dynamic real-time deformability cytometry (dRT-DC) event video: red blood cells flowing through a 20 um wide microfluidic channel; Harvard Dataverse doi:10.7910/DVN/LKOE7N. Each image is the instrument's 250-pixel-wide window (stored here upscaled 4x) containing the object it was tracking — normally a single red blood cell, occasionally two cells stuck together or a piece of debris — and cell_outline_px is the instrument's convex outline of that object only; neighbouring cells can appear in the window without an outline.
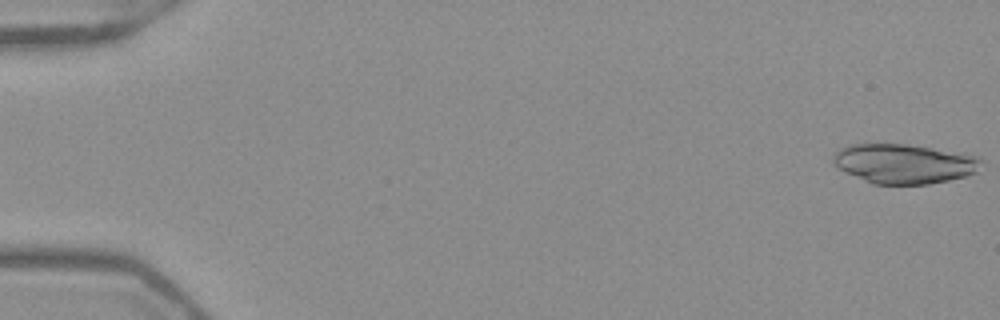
{"species": "Egyptian fruit bat (a non-hibernating species)", "species_latin": "Rousettus aegyptiacus", "temperature_condition": "warm", "stored_images_in_passage": 52, "camera_frame_rate_fps": 3000, "um_per_image_px": 0.085, "frame": {"image": 1, "passage_image": 1, "time_ms": 0.0, "image_size_px": [1000, 320], "cell_outline_px": [[984, 160], [976, 172], [968, 176], [928, 184], [872, 184], [844, 172], [832, 164], [832, 156], [840, 148], [848, 144], [908, 144], [964, 152], [980, 156]], "centroid_in_image_um": [76.87, 13.9], "position_along_channel_um": 8.1, "area_um2": 34.8}}